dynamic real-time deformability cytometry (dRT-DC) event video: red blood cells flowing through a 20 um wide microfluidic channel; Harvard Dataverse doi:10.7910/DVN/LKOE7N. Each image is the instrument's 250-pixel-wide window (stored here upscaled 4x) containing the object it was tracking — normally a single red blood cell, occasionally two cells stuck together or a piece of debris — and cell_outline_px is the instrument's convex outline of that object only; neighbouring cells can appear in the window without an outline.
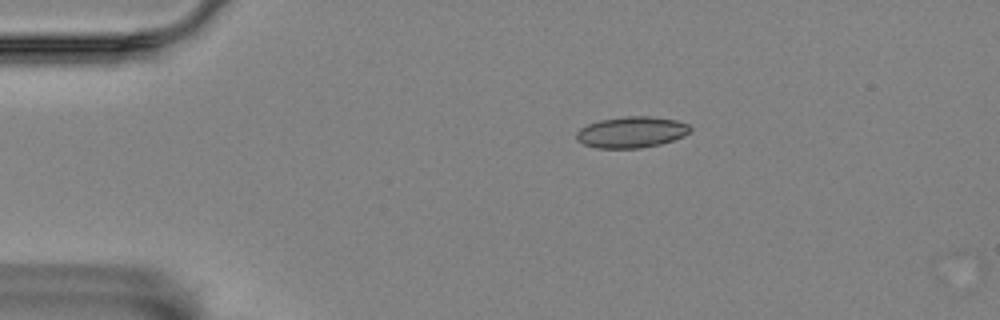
{"species": "Egyptian fruit bat (a non-hibernating species)", "species_latin": "Rousettus aegyptiacus", "temperature_condition": "room temperature", "stored_images_in_passage": 2, "camera_frame_rate_fps": 3000, "um_per_image_px": 0.085, "animal": {"sex": "female"}, "frame": {"image": 1, "passage_image": 1, "time_ms": 0.0, "image_size_px": [1000, 320], "cell_outline_px": [[692, 128], [684, 136], [660, 144], [640, 148], [596, 148], [584, 144], [576, 140], [576, 132], [580, 128], [588, 124], [600, 120], [624, 116], [648, 116], [676, 120], [688, 124]], "centroid_in_image_um": [53.65, 11.23], "position_along_channel_um": 31.3, "area_um2": 20.63}}